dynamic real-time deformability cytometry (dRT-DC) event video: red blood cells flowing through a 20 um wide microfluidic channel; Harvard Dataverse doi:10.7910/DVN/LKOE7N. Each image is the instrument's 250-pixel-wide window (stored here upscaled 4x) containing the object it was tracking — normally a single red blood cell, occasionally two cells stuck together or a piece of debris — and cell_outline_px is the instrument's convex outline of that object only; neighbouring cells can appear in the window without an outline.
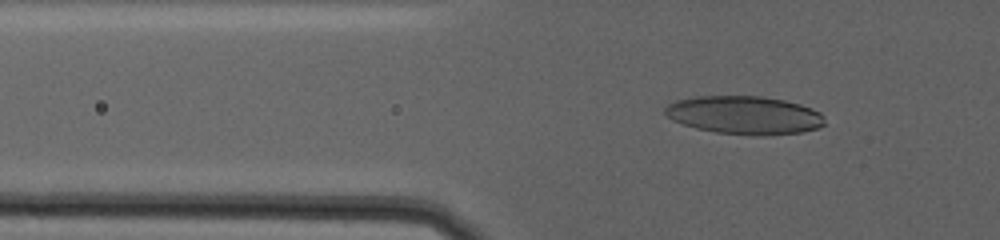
{"species": "human", "species_latin": "Homo sapiens", "temperature_condition": "warm", "stored_images_in_passage": 76, "camera_frame_rate_fps": 3000, "um_per_image_px": 0.085, "donor": {"sex": "female"}, "frame": {"image": 1, "passage_image": 25, "time_ms": 8.0, "image_size_px": [1000, 240], "cell_outline_px": [[824, 124], [820, 128], [800, 132], [760, 136], [752, 136], [716, 132], [696, 128], [672, 120], [664, 112], [664, 108], [668, 104], [676, 100], [696, 96], [760, 96], [784, 100], [800, 104], [812, 108], [820, 112], [824, 116]], "centroid_in_image_um": [63.29, 9.79], "position_along_channel_um": 62.5, "area_um2": 35.72}}
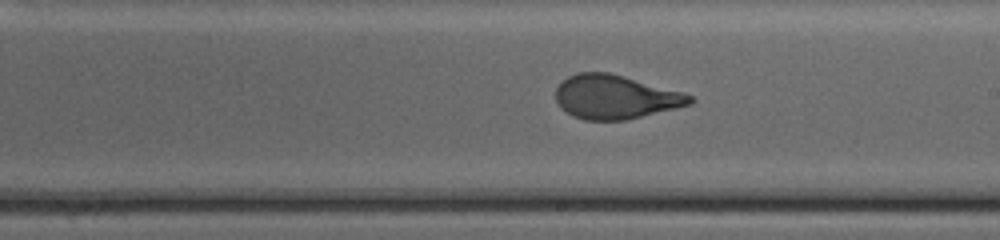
{"frame": {"image": 2, "passage_image": 47, "time_ms": 15.333, "image_size_px": [1000, 240], "cell_outline_px": [[696, 100], [692, 104], [676, 108], [624, 120], [584, 120], [572, 116], [560, 108], [556, 100], [556, 88], [568, 76], [576, 72], [608, 72], [624, 76], [684, 92], [692, 96]], "centroid_in_image_um": [52.3, 8.24], "position_along_channel_um": 236.7, "area_um2": 34.39}}
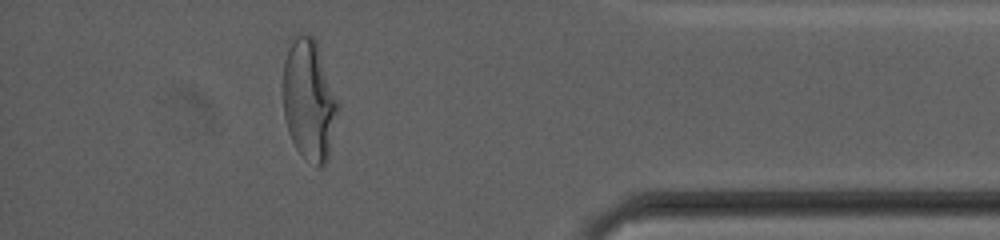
{"frame": {"image": 3, "passage_image": 69, "time_ms": 22.667, "image_size_px": [1000, 240], "cell_outline_px": [[340, 108], [328, 160], [320, 168], [316, 168], [296, 148], [288, 132], [284, 116], [284, 60], [288, 40], [292, 36], [312, 36], [316, 40], [340, 104]], "centroid_in_image_um": [26.3, 8.51], "position_along_channel_um": 408.9, "area_um2": 39.13}, "authors_computed_cell_mechanics": {"area_um2": 35.6048, "velocity_mm_per_s": 2.6736, "shape_relaxation_time_tau1_ms": 8.1287, "shape_relaxation_time_tau2_ms": null, "deformation_change_tau1": 0.2407, "deformation_change_tau2": null}}